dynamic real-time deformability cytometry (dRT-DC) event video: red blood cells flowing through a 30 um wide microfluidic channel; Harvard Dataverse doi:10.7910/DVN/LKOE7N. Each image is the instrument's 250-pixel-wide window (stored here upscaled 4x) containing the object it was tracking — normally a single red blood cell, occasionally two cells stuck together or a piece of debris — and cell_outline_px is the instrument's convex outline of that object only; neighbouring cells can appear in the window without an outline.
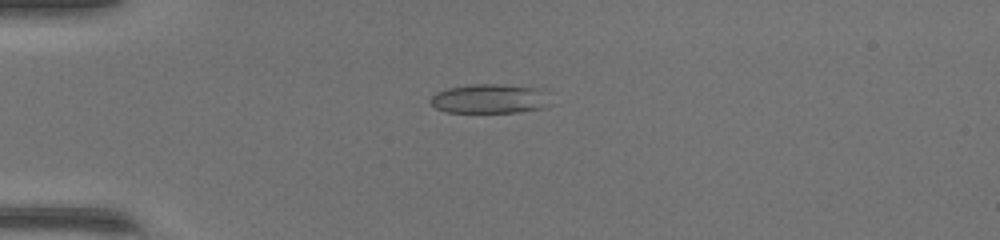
{"species": "common noctule bat (a hibernating species)", "species_latin": "Nyctalus noctula", "temperature_condition": "warm", "stored_images_in_passage": 46, "camera_frame_rate_fps": 3000, "um_per_image_px": 0.085, "animal": {"sex": "female", "body_mass_g": 17.0, "forearm_length_mm": 48.0}, "frame": {"image": 1, "passage_image": 10, "time_ms": 3.0, "image_size_px": [1000, 240], "cell_outline_px": [[556, 104], [544, 108], [516, 112], [444, 112], [436, 108], [428, 100], [436, 92], [448, 88], [472, 84], [496, 84], [544, 88]], "centroid_in_image_um": [41.74, 8.39], "position_along_channel_um": 43.3, "area_um2": 21.1}}
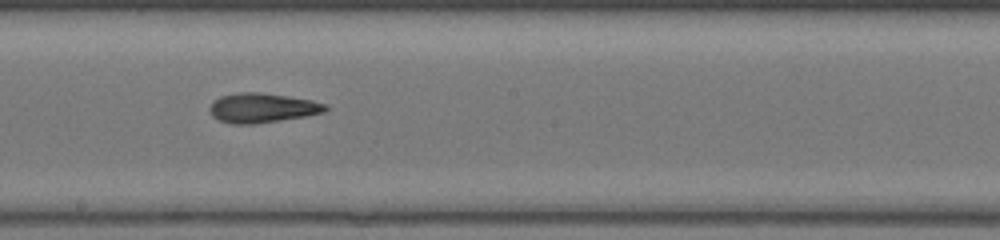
{"frame": {"image": 2, "passage_image": 25, "time_ms": 8.0, "image_size_px": [1000, 240], "cell_outline_px": [[328, 108], [324, 112], [308, 116], [256, 124], [228, 124], [212, 116], [208, 108], [220, 96], [240, 92], [260, 92], [288, 96], [312, 100], [324, 104]], "centroid_in_image_um": [22.29, 9.18], "position_along_channel_um": 225.9, "area_um2": 20.0}}
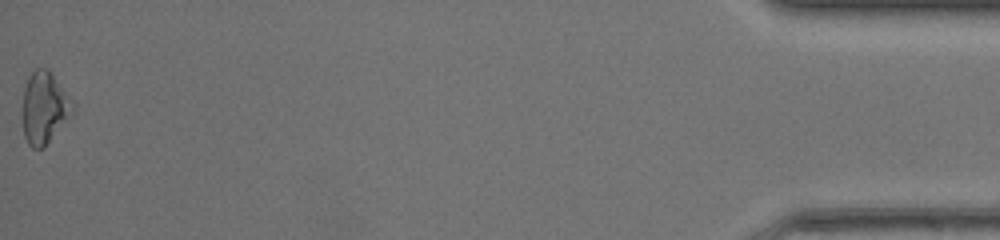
{"frame": {"image": 3, "passage_image": 46, "time_ms": 15.0, "image_size_px": [1000, 240], "cell_outline_px": [[76, 104], [72, 112], [44, 148], [32, 148], [28, 144], [24, 136], [24, 88], [28, 76], [36, 68], [48, 68]], "centroid_in_image_um": [3.78, 9.13], "position_along_channel_um": 431.4, "area_um2": 20.69}, "authors_computed_cell_mechanics": {"area_um2": 19.6809, "velocity_mm_per_s": 4.2997, "shape_relaxation_time_tau1_ms": 7.5779, "shape_relaxation_time_tau2_ms": 3.4253, "deformation_change_tau1": 0.242, "deformation_change_tau2": 0.131}}